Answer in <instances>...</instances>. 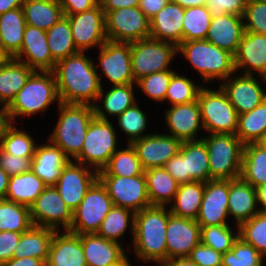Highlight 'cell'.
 Segmentation results:
<instances>
[{
	"label": "cell",
	"mask_w": 266,
	"mask_h": 266,
	"mask_svg": "<svg viewBox=\"0 0 266 266\" xmlns=\"http://www.w3.org/2000/svg\"><path fill=\"white\" fill-rule=\"evenodd\" d=\"M0 110V141L7 129L12 125L8 105L3 104Z\"/></svg>",
	"instance_id": "cell-63"
},
{
	"label": "cell",
	"mask_w": 266,
	"mask_h": 266,
	"mask_svg": "<svg viewBox=\"0 0 266 266\" xmlns=\"http://www.w3.org/2000/svg\"><path fill=\"white\" fill-rule=\"evenodd\" d=\"M136 83L126 84V85H118L113 86L109 91L104 95L103 87L98 95L97 100H101L103 98V109L102 107L95 104L94 114L96 118L102 120H109L107 118V114L119 116L126 109L133 106L136 103L133 86ZM105 110V111H104ZM107 112V114L105 113Z\"/></svg>",
	"instance_id": "cell-37"
},
{
	"label": "cell",
	"mask_w": 266,
	"mask_h": 266,
	"mask_svg": "<svg viewBox=\"0 0 266 266\" xmlns=\"http://www.w3.org/2000/svg\"><path fill=\"white\" fill-rule=\"evenodd\" d=\"M266 133V99L256 108L238 116L236 136L246 145L257 143Z\"/></svg>",
	"instance_id": "cell-40"
},
{
	"label": "cell",
	"mask_w": 266,
	"mask_h": 266,
	"mask_svg": "<svg viewBox=\"0 0 266 266\" xmlns=\"http://www.w3.org/2000/svg\"><path fill=\"white\" fill-rule=\"evenodd\" d=\"M167 172L179 183L193 182L189 174H186L185 159L178 153L164 166Z\"/></svg>",
	"instance_id": "cell-58"
},
{
	"label": "cell",
	"mask_w": 266,
	"mask_h": 266,
	"mask_svg": "<svg viewBox=\"0 0 266 266\" xmlns=\"http://www.w3.org/2000/svg\"><path fill=\"white\" fill-rule=\"evenodd\" d=\"M244 32L243 16L223 14L212 17L206 40L235 55Z\"/></svg>",
	"instance_id": "cell-26"
},
{
	"label": "cell",
	"mask_w": 266,
	"mask_h": 266,
	"mask_svg": "<svg viewBox=\"0 0 266 266\" xmlns=\"http://www.w3.org/2000/svg\"><path fill=\"white\" fill-rule=\"evenodd\" d=\"M56 100L60 103L53 71H34L8 105L11 121L44 112Z\"/></svg>",
	"instance_id": "cell-5"
},
{
	"label": "cell",
	"mask_w": 266,
	"mask_h": 266,
	"mask_svg": "<svg viewBox=\"0 0 266 266\" xmlns=\"http://www.w3.org/2000/svg\"><path fill=\"white\" fill-rule=\"evenodd\" d=\"M143 172L135 148L128 143L126 149L117 150L111 156L108 164L98 172V176L133 177Z\"/></svg>",
	"instance_id": "cell-42"
},
{
	"label": "cell",
	"mask_w": 266,
	"mask_h": 266,
	"mask_svg": "<svg viewBox=\"0 0 266 266\" xmlns=\"http://www.w3.org/2000/svg\"><path fill=\"white\" fill-rule=\"evenodd\" d=\"M130 52L131 71L136 83L152 73L170 70L168 66L177 54V46L149 37L131 42Z\"/></svg>",
	"instance_id": "cell-8"
},
{
	"label": "cell",
	"mask_w": 266,
	"mask_h": 266,
	"mask_svg": "<svg viewBox=\"0 0 266 266\" xmlns=\"http://www.w3.org/2000/svg\"><path fill=\"white\" fill-rule=\"evenodd\" d=\"M0 266H46V263L42 259L26 257L20 259L12 258L2 263Z\"/></svg>",
	"instance_id": "cell-62"
},
{
	"label": "cell",
	"mask_w": 266,
	"mask_h": 266,
	"mask_svg": "<svg viewBox=\"0 0 266 266\" xmlns=\"http://www.w3.org/2000/svg\"><path fill=\"white\" fill-rule=\"evenodd\" d=\"M66 17L78 52L97 45L100 48L107 41L105 13L99 3L90 10Z\"/></svg>",
	"instance_id": "cell-14"
},
{
	"label": "cell",
	"mask_w": 266,
	"mask_h": 266,
	"mask_svg": "<svg viewBox=\"0 0 266 266\" xmlns=\"http://www.w3.org/2000/svg\"><path fill=\"white\" fill-rule=\"evenodd\" d=\"M179 154L185 159L186 174L193 181H210L209 156L203 139L182 142Z\"/></svg>",
	"instance_id": "cell-36"
},
{
	"label": "cell",
	"mask_w": 266,
	"mask_h": 266,
	"mask_svg": "<svg viewBox=\"0 0 266 266\" xmlns=\"http://www.w3.org/2000/svg\"><path fill=\"white\" fill-rule=\"evenodd\" d=\"M46 266H87L81 235L56 231L53 235Z\"/></svg>",
	"instance_id": "cell-27"
},
{
	"label": "cell",
	"mask_w": 266,
	"mask_h": 266,
	"mask_svg": "<svg viewBox=\"0 0 266 266\" xmlns=\"http://www.w3.org/2000/svg\"><path fill=\"white\" fill-rule=\"evenodd\" d=\"M85 52L60 60L53 73L61 103L89 104L94 106L101 91V77L96 66Z\"/></svg>",
	"instance_id": "cell-1"
},
{
	"label": "cell",
	"mask_w": 266,
	"mask_h": 266,
	"mask_svg": "<svg viewBox=\"0 0 266 266\" xmlns=\"http://www.w3.org/2000/svg\"><path fill=\"white\" fill-rule=\"evenodd\" d=\"M59 119L49 141L59 147L71 160L82 150L89 123L95 117L89 104L58 103Z\"/></svg>",
	"instance_id": "cell-3"
},
{
	"label": "cell",
	"mask_w": 266,
	"mask_h": 266,
	"mask_svg": "<svg viewBox=\"0 0 266 266\" xmlns=\"http://www.w3.org/2000/svg\"><path fill=\"white\" fill-rule=\"evenodd\" d=\"M117 120L121 130L128 135L129 144L136 139L147 136L143 135V132L146 129L147 116L142 110H140L137 103L120 114Z\"/></svg>",
	"instance_id": "cell-51"
},
{
	"label": "cell",
	"mask_w": 266,
	"mask_h": 266,
	"mask_svg": "<svg viewBox=\"0 0 266 266\" xmlns=\"http://www.w3.org/2000/svg\"><path fill=\"white\" fill-rule=\"evenodd\" d=\"M177 52L188 59L204 82L212 79L224 81L236 71L234 55L206 39L181 42L177 46Z\"/></svg>",
	"instance_id": "cell-4"
},
{
	"label": "cell",
	"mask_w": 266,
	"mask_h": 266,
	"mask_svg": "<svg viewBox=\"0 0 266 266\" xmlns=\"http://www.w3.org/2000/svg\"><path fill=\"white\" fill-rule=\"evenodd\" d=\"M108 41L131 43L150 37V20L139 7L104 11Z\"/></svg>",
	"instance_id": "cell-11"
},
{
	"label": "cell",
	"mask_w": 266,
	"mask_h": 266,
	"mask_svg": "<svg viewBox=\"0 0 266 266\" xmlns=\"http://www.w3.org/2000/svg\"><path fill=\"white\" fill-rule=\"evenodd\" d=\"M262 83H266V76L263 78Z\"/></svg>",
	"instance_id": "cell-72"
},
{
	"label": "cell",
	"mask_w": 266,
	"mask_h": 266,
	"mask_svg": "<svg viewBox=\"0 0 266 266\" xmlns=\"http://www.w3.org/2000/svg\"><path fill=\"white\" fill-rule=\"evenodd\" d=\"M46 35L51 56L56 63L78 53L66 16H63L55 25L46 30Z\"/></svg>",
	"instance_id": "cell-41"
},
{
	"label": "cell",
	"mask_w": 266,
	"mask_h": 266,
	"mask_svg": "<svg viewBox=\"0 0 266 266\" xmlns=\"http://www.w3.org/2000/svg\"><path fill=\"white\" fill-rule=\"evenodd\" d=\"M56 230L33 225L21 234L13 258L33 257L47 263L50 244Z\"/></svg>",
	"instance_id": "cell-30"
},
{
	"label": "cell",
	"mask_w": 266,
	"mask_h": 266,
	"mask_svg": "<svg viewBox=\"0 0 266 266\" xmlns=\"http://www.w3.org/2000/svg\"><path fill=\"white\" fill-rule=\"evenodd\" d=\"M123 266H132L129 261H127Z\"/></svg>",
	"instance_id": "cell-71"
},
{
	"label": "cell",
	"mask_w": 266,
	"mask_h": 266,
	"mask_svg": "<svg viewBox=\"0 0 266 266\" xmlns=\"http://www.w3.org/2000/svg\"><path fill=\"white\" fill-rule=\"evenodd\" d=\"M32 157H18L0 148V167L11 177L31 170Z\"/></svg>",
	"instance_id": "cell-55"
},
{
	"label": "cell",
	"mask_w": 266,
	"mask_h": 266,
	"mask_svg": "<svg viewBox=\"0 0 266 266\" xmlns=\"http://www.w3.org/2000/svg\"><path fill=\"white\" fill-rule=\"evenodd\" d=\"M26 60H23V56ZM27 64L34 71H53L56 62L47 44L46 31L26 25L20 51L13 57Z\"/></svg>",
	"instance_id": "cell-20"
},
{
	"label": "cell",
	"mask_w": 266,
	"mask_h": 266,
	"mask_svg": "<svg viewBox=\"0 0 266 266\" xmlns=\"http://www.w3.org/2000/svg\"><path fill=\"white\" fill-rule=\"evenodd\" d=\"M165 121L170 136L181 142L200 140L196 139L198 129L203 127L198 101L171 106L166 111Z\"/></svg>",
	"instance_id": "cell-24"
},
{
	"label": "cell",
	"mask_w": 266,
	"mask_h": 266,
	"mask_svg": "<svg viewBox=\"0 0 266 266\" xmlns=\"http://www.w3.org/2000/svg\"><path fill=\"white\" fill-rule=\"evenodd\" d=\"M200 228L196 220L175 216L169 210L166 228L167 260L188 257L200 243Z\"/></svg>",
	"instance_id": "cell-18"
},
{
	"label": "cell",
	"mask_w": 266,
	"mask_h": 266,
	"mask_svg": "<svg viewBox=\"0 0 266 266\" xmlns=\"http://www.w3.org/2000/svg\"><path fill=\"white\" fill-rule=\"evenodd\" d=\"M103 11H113L119 8L139 7L140 0H99Z\"/></svg>",
	"instance_id": "cell-61"
},
{
	"label": "cell",
	"mask_w": 266,
	"mask_h": 266,
	"mask_svg": "<svg viewBox=\"0 0 266 266\" xmlns=\"http://www.w3.org/2000/svg\"><path fill=\"white\" fill-rule=\"evenodd\" d=\"M119 243L96 233L82 234L81 244L87 266H123L129 258Z\"/></svg>",
	"instance_id": "cell-23"
},
{
	"label": "cell",
	"mask_w": 266,
	"mask_h": 266,
	"mask_svg": "<svg viewBox=\"0 0 266 266\" xmlns=\"http://www.w3.org/2000/svg\"><path fill=\"white\" fill-rule=\"evenodd\" d=\"M11 57L9 54L3 49V46L0 44V66L6 63Z\"/></svg>",
	"instance_id": "cell-69"
},
{
	"label": "cell",
	"mask_w": 266,
	"mask_h": 266,
	"mask_svg": "<svg viewBox=\"0 0 266 266\" xmlns=\"http://www.w3.org/2000/svg\"><path fill=\"white\" fill-rule=\"evenodd\" d=\"M37 144L25 131L11 125L0 141V148L5 152L18 157H33Z\"/></svg>",
	"instance_id": "cell-46"
},
{
	"label": "cell",
	"mask_w": 266,
	"mask_h": 266,
	"mask_svg": "<svg viewBox=\"0 0 266 266\" xmlns=\"http://www.w3.org/2000/svg\"><path fill=\"white\" fill-rule=\"evenodd\" d=\"M240 177L254 188L266 183V150L257 143L244 145Z\"/></svg>",
	"instance_id": "cell-39"
},
{
	"label": "cell",
	"mask_w": 266,
	"mask_h": 266,
	"mask_svg": "<svg viewBox=\"0 0 266 266\" xmlns=\"http://www.w3.org/2000/svg\"><path fill=\"white\" fill-rule=\"evenodd\" d=\"M248 0H207L206 7L212 17L223 14L243 16Z\"/></svg>",
	"instance_id": "cell-54"
},
{
	"label": "cell",
	"mask_w": 266,
	"mask_h": 266,
	"mask_svg": "<svg viewBox=\"0 0 266 266\" xmlns=\"http://www.w3.org/2000/svg\"><path fill=\"white\" fill-rule=\"evenodd\" d=\"M235 70L244 68V75H253L256 71L259 77L266 76V35L254 32H244L234 55ZM254 71V72H253Z\"/></svg>",
	"instance_id": "cell-22"
},
{
	"label": "cell",
	"mask_w": 266,
	"mask_h": 266,
	"mask_svg": "<svg viewBox=\"0 0 266 266\" xmlns=\"http://www.w3.org/2000/svg\"><path fill=\"white\" fill-rule=\"evenodd\" d=\"M64 16L84 12L95 7L99 0H58Z\"/></svg>",
	"instance_id": "cell-59"
},
{
	"label": "cell",
	"mask_w": 266,
	"mask_h": 266,
	"mask_svg": "<svg viewBox=\"0 0 266 266\" xmlns=\"http://www.w3.org/2000/svg\"><path fill=\"white\" fill-rule=\"evenodd\" d=\"M239 237V230L234 234L229 225L201 226L200 243L225 254L233 247Z\"/></svg>",
	"instance_id": "cell-47"
},
{
	"label": "cell",
	"mask_w": 266,
	"mask_h": 266,
	"mask_svg": "<svg viewBox=\"0 0 266 266\" xmlns=\"http://www.w3.org/2000/svg\"><path fill=\"white\" fill-rule=\"evenodd\" d=\"M185 8L169 0L163 9L150 20V37L171 42L178 46L183 42Z\"/></svg>",
	"instance_id": "cell-25"
},
{
	"label": "cell",
	"mask_w": 266,
	"mask_h": 266,
	"mask_svg": "<svg viewBox=\"0 0 266 266\" xmlns=\"http://www.w3.org/2000/svg\"><path fill=\"white\" fill-rule=\"evenodd\" d=\"M212 16L205 6L185 8L183 19V42L206 39Z\"/></svg>",
	"instance_id": "cell-45"
},
{
	"label": "cell",
	"mask_w": 266,
	"mask_h": 266,
	"mask_svg": "<svg viewBox=\"0 0 266 266\" xmlns=\"http://www.w3.org/2000/svg\"><path fill=\"white\" fill-rule=\"evenodd\" d=\"M22 10L27 25L45 31L64 16L57 0H23Z\"/></svg>",
	"instance_id": "cell-33"
},
{
	"label": "cell",
	"mask_w": 266,
	"mask_h": 266,
	"mask_svg": "<svg viewBox=\"0 0 266 266\" xmlns=\"http://www.w3.org/2000/svg\"><path fill=\"white\" fill-rule=\"evenodd\" d=\"M160 266H199L188 257L168 259L160 264Z\"/></svg>",
	"instance_id": "cell-65"
},
{
	"label": "cell",
	"mask_w": 266,
	"mask_h": 266,
	"mask_svg": "<svg viewBox=\"0 0 266 266\" xmlns=\"http://www.w3.org/2000/svg\"><path fill=\"white\" fill-rule=\"evenodd\" d=\"M201 88L187 77L180 76L175 72L171 77L165 100H169L172 106L195 102Z\"/></svg>",
	"instance_id": "cell-50"
},
{
	"label": "cell",
	"mask_w": 266,
	"mask_h": 266,
	"mask_svg": "<svg viewBox=\"0 0 266 266\" xmlns=\"http://www.w3.org/2000/svg\"><path fill=\"white\" fill-rule=\"evenodd\" d=\"M33 72L27 64L12 57L0 66V103L9 105Z\"/></svg>",
	"instance_id": "cell-31"
},
{
	"label": "cell",
	"mask_w": 266,
	"mask_h": 266,
	"mask_svg": "<svg viewBox=\"0 0 266 266\" xmlns=\"http://www.w3.org/2000/svg\"><path fill=\"white\" fill-rule=\"evenodd\" d=\"M22 233L0 231V265L13 258Z\"/></svg>",
	"instance_id": "cell-57"
},
{
	"label": "cell",
	"mask_w": 266,
	"mask_h": 266,
	"mask_svg": "<svg viewBox=\"0 0 266 266\" xmlns=\"http://www.w3.org/2000/svg\"><path fill=\"white\" fill-rule=\"evenodd\" d=\"M113 206L106 188L97 179L87 190L80 205L73 211L69 232L76 235L97 233Z\"/></svg>",
	"instance_id": "cell-10"
},
{
	"label": "cell",
	"mask_w": 266,
	"mask_h": 266,
	"mask_svg": "<svg viewBox=\"0 0 266 266\" xmlns=\"http://www.w3.org/2000/svg\"><path fill=\"white\" fill-rule=\"evenodd\" d=\"M46 187L32 170L11 176L5 200L30 207Z\"/></svg>",
	"instance_id": "cell-34"
},
{
	"label": "cell",
	"mask_w": 266,
	"mask_h": 266,
	"mask_svg": "<svg viewBox=\"0 0 266 266\" xmlns=\"http://www.w3.org/2000/svg\"><path fill=\"white\" fill-rule=\"evenodd\" d=\"M229 180H210L205 190L196 222L200 226L227 225Z\"/></svg>",
	"instance_id": "cell-19"
},
{
	"label": "cell",
	"mask_w": 266,
	"mask_h": 266,
	"mask_svg": "<svg viewBox=\"0 0 266 266\" xmlns=\"http://www.w3.org/2000/svg\"><path fill=\"white\" fill-rule=\"evenodd\" d=\"M99 50L101 70L113 86L135 83L131 71L130 43L107 40Z\"/></svg>",
	"instance_id": "cell-17"
},
{
	"label": "cell",
	"mask_w": 266,
	"mask_h": 266,
	"mask_svg": "<svg viewBox=\"0 0 266 266\" xmlns=\"http://www.w3.org/2000/svg\"><path fill=\"white\" fill-rule=\"evenodd\" d=\"M239 237L266 256V213L259 212L238 226Z\"/></svg>",
	"instance_id": "cell-48"
},
{
	"label": "cell",
	"mask_w": 266,
	"mask_h": 266,
	"mask_svg": "<svg viewBox=\"0 0 266 266\" xmlns=\"http://www.w3.org/2000/svg\"><path fill=\"white\" fill-rule=\"evenodd\" d=\"M174 73L173 70L155 72L142 77L136 84L147 96L155 101L162 102L165 101L167 89Z\"/></svg>",
	"instance_id": "cell-52"
},
{
	"label": "cell",
	"mask_w": 266,
	"mask_h": 266,
	"mask_svg": "<svg viewBox=\"0 0 266 266\" xmlns=\"http://www.w3.org/2000/svg\"><path fill=\"white\" fill-rule=\"evenodd\" d=\"M23 0H0V15L16 8H21Z\"/></svg>",
	"instance_id": "cell-66"
},
{
	"label": "cell",
	"mask_w": 266,
	"mask_h": 266,
	"mask_svg": "<svg viewBox=\"0 0 266 266\" xmlns=\"http://www.w3.org/2000/svg\"><path fill=\"white\" fill-rule=\"evenodd\" d=\"M147 180V193L150 204L165 206L173 203L179 183L164 167L151 168L144 171Z\"/></svg>",
	"instance_id": "cell-32"
},
{
	"label": "cell",
	"mask_w": 266,
	"mask_h": 266,
	"mask_svg": "<svg viewBox=\"0 0 266 266\" xmlns=\"http://www.w3.org/2000/svg\"><path fill=\"white\" fill-rule=\"evenodd\" d=\"M205 183L199 181L179 184L174 197V204H171L170 213L183 218L196 220L200 211Z\"/></svg>",
	"instance_id": "cell-38"
},
{
	"label": "cell",
	"mask_w": 266,
	"mask_h": 266,
	"mask_svg": "<svg viewBox=\"0 0 266 266\" xmlns=\"http://www.w3.org/2000/svg\"><path fill=\"white\" fill-rule=\"evenodd\" d=\"M214 91L202 87L198 94L203 129L210 134H236L238 112L221 87Z\"/></svg>",
	"instance_id": "cell-7"
},
{
	"label": "cell",
	"mask_w": 266,
	"mask_h": 266,
	"mask_svg": "<svg viewBox=\"0 0 266 266\" xmlns=\"http://www.w3.org/2000/svg\"><path fill=\"white\" fill-rule=\"evenodd\" d=\"M29 209L33 225L56 231L62 225L65 231L70 230L73 212L54 186H47Z\"/></svg>",
	"instance_id": "cell-13"
},
{
	"label": "cell",
	"mask_w": 266,
	"mask_h": 266,
	"mask_svg": "<svg viewBox=\"0 0 266 266\" xmlns=\"http://www.w3.org/2000/svg\"><path fill=\"white\" fill-rule=\"evenodd\" d=\"M263 256L240 237L230 251L223 254L222 266H263Z\"/></svg>",
	"instance_id": "cell-49"
},
{
	"label": "cell",
	"mask_w": 266,
	"mask_h": 266,
	"mask_svg": "<svg viewBox=\"0 0 266 266\" xmlns=\"http://www.w3.org/2000/svg\"><path fill=\"white\" fill-rule=\"evenodd\" d=\"M70 159L50 141L36 147L32 157L31 170L46 186H55L64 166Z\"/></svg>",
	"instance_id": "cell-28"
},
{
	"label": "cell",
	"mask_w": 266,
	"mask_h": 266,
	"mask_svg": "<svg viewBox=\"0 0 266 266\" xmlns=\"http://www.w3.org/2000/svg\"><path fill=\"white\" fill-rule=\"evenodd\" d=\"M220 87L238 114L251 111L266 99V90L262 89L254 75L228 77Z\"/></svg>",
	"instance_id": "cell-21"
},
{
	"label": "cell",
	"mask_w": 266,
	"mask_h": 266,
	"mask_svg": "<svg viewBox=\"0 0 266 266\" xmlns=\"http://www.w3.org/2000/svg\"><path fill=\"white\" fill-rule=\"evenodd\" d=\"M166 207L151 205L135 213L133 245L136 255L142 261L161 264L167 260L166 228L169 210Z\"/></svg>",
	"instance_id": "cell-2"
},
{
	"label": "cell",
	"mask_w": 266,
	"mask_h": 266,
	"mask_svg": "<svg viewBox=\"0 0 266 266\" xmlns=\"http://www.w3.org/2000/svg\"><path fill=\"white\" fill-rule=\"evenodd\" d=\"M188 258L199 266H222L223 254L199 243L190 252Z\"/></svg>",
	"instance_id": "cell-56"
},
{
	"label": "cell",
	"mask_w": 266,
	"mask_h": 266,
	"mask_svg": "<svg viewBox=\"0 0 266 266\" xmlns=\"http://www.w3.org/2000/svg\"><path fill=\"white\" fill-rule=\"evenodd\" d=\"M259 146H261L264 150H266V133L262 136V138L257 142Z\"/></svg>",
	"instance_id": "cell-70"
},
{
	"label": "cell",
	"mask_w": 266,
	"mask_h": 266,
	"mask_svg": "<svg viewBox=\"0 0 266 266\" xmlns=\"http://www.w3.org/2000/svg\"><path fill=\"white\" fill-rule=\"evenodd\" d=\"M245 32L266 35V2L248 0L243 15Z\"/></svg>",
	"instance_id": "cell-53"
},
{
	"label": "cell",
	"mask_w": 266,
	"mask_h": 266,
	"mask_svg": "<svg viewBox=\"0 0 266 266\" xmlns=\"http://www.w3.org/2000/svg\"><path fill=\"white\" fill-rule=\"evenodd\" d=\"M109 121L96 117L91 120L81 153L75 158V162L91 165L97 172L108 164L111 156L117 151V134Z\"/></svg>",
	"instance_id": "cell-9"
},
{
	"label": "cell",
	"mask_w": 266,
	"mask_h": 266,
	"mask_svg": "<svg viewBox=\"0 0 266 266\" xmlns=\"http://www.w3.org/2000/svg\"><path fill=\"white\" fill-rule=\"evenodd\" d=\"M142 168L164 167L165 164L179 153L182 142L169 134H147L132 143Z\"/></svg>",
	"instance_id": "cell-16"
},
{
	"label": "cell",
	"mask_w": 266,
	"mask_h": 266,
	"mask_svg": "<svg viewBox=\"0 0 266 266\" xmlns=\"http://www.w3.org/2000/svg\"><path fill=\"white\" fill-rule=\"evenodd\" d=\"M97 179V171H90L89 166L87 168L82 163L76 162L75 164L70 160L62 169L54 187L73 212L80 205L87 190Z\"/></svg>",
	"instance_id": "cell-15"
},
{
	"label": "cell",
	"mask_w": 266,
	"mask_h": 266,
	"mask_svg": "<svg viewBox=\"0 0 266 266\" xmlns=\"http://www.w3.org/2000/svg\"><path fill=\"white\" fill-rule=\"evenodd\" d=\"M26 25L22 7L0 15V44L12 58L21 49Z\"/></svg>",
	"instance_id": "cell-35"
},
{
	"label": "cell",
	"mask_w": 266,
	"mask_h": 266,
	"mask_svg": "<svg viewBox=\"0 0 266 266\" xmlns=\"http://www.w3.org/2000/svg\"><path fill=\"white\" fill-rule=\"evenodd\" d=\"M183 8L194 7V6H205L207 0H173Z\"/></svg>",
	"instance_id": "cell-68"
},
{
	"label": "cell",
	"mask_w": 266,
	"mask_h": 266,
	"mask_svg": "<svg viewBox=\"0 0 266 266\" xmlns=\"http://www.w3.org/2000/svg\"><path fill=\"white\" fill-rule=\"evenodd\" d=\"M131 221V223H129ZM135 212L128 208L113 206L100 225L97 235L111 241L118 242L131 224L134 236Z\"/></svg>",
	"instance_id": "cell-43"
},
{
	"label": "cell",
	"mask_w": 266,
	"mask_h": 266,
	"mask_svg": "<svg viewBox=\"0 0 266 266\" xmlns=\"http://www.w3.org/2000/svg\"><path fill=\"white\" fill-rule=\"evenodd\" d=\"M257 203L262 208H259V212L266 213V183L255 187Z\"/></svg>",
	"instance_id": "cell-64"
},
{
	"label": "cell",
	"mask_w": 266,
	"mask_h": 266,
	"mask_svg": "<svg viewBox=\"0 0 266 266\" xmlns=\"http://www.w3.org/2000/svg\"><path fill=\"white\" fill-rule=\"evenodd\" d=\"M169 0H140L139 8L151 20L163 7L168 3Z\"/></svg>",
	"instance_id": "cell-60"
},
{
	"label": "cell",
	"mask_w": 266,
	"mask_h": 266,
	"mask_svg": "<svg viewBox=\"0 0 266 266\" xmlns=\"http://www.w3.org/2000/svg\"><path fill=\"white\" fill-rule=\"evenodd\" d=\"M114 206L133 210L135 213L151 206L147 193L145 173L133 177L98 176Z\"/></svg>",
	"instance_id": "cell-12"
},
{
	"label": "cell",
	"mask_w": 266,
	"mask_h": 266,
	"mask_svg": "<svg viewBox=\"0 0 266 266\" xmlns=\"http://www.w3.org/2000/svg\"><path fill=\"white\" fill-rule=\"evenodd\" d=\"M255 188L241 177L229 180L228 215H233L238 226L257 213Z\"/></svg>",
	"instance_id": "cell-29"
},
{
	"label": "cell",
	"mask_w": 266,
	"mask_h": 266,
	"mask_svg": "<svg viewBox=\"0 0 266 266\" xmlns=\"http://www.w3.org/2000/svg\"><path fill=\"white\" fill-rule=\"evenodd\" d=\"M203 140L208 150L210 180L239 178L244 144L236 134H210Z\"/></svg>",
	"instance_id": "cell-6"
},
{
	"label": "cell",
	"mask_w": 266,
	"mask_h": 266,
	"mask_svg": "<svg viewBox=\"0 0 266 266\" xmlns=\"http://www.w3.org/2000/svg\"><path fill=\"white\" fill-rule=\"evenodd\" d=\"M32 226L29 207L0 200V231L24 233Z\"/></svg>",
	"instance_id": "cell-44"
},
{
	"label": "cell",
	"mask_w": 266,
	"mask_h": 266,
	"mask_svg": "<svg viewBox=\"0 0 266 266\" xmlns=\"http://www.w3.org/2000/svg\"><path fill=\"white\" fill-rule=\"evenodd\" d=\"M10 176L0 167V200L6 198Z\"/></svg>",
	"instance_id": "cell-67"
}]
</instances>
